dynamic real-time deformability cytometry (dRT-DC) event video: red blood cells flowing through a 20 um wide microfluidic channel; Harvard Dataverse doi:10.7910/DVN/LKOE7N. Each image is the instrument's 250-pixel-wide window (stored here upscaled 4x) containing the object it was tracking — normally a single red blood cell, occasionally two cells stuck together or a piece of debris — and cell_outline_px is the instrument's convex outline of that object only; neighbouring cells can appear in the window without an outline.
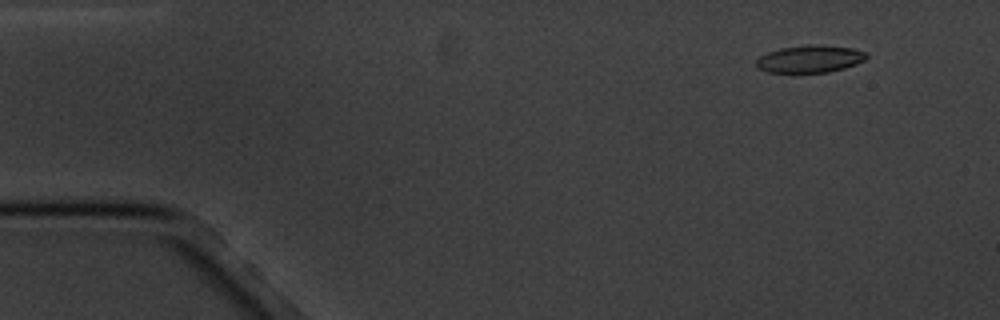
{"species": "common noctule bat (a hibernating species)", "species_latin": "Nyctalus noctula", "temperature_condition": "cold", "stored_images_in_passage": 5, "camera_frame_rate_fps": 3000, "um_per_image_px": 0.085, "animal": {"sex": "male", "body_mass_g": 20.1, "forearm_length_mm": 53.5}, "frame": {"image": 1, "passage_image": 2, "time_ms": 1.333, "image_size_px": [1000, 320], "cell_outline_px": [[868, 56], [864, 60], [856, 64], [844, 68], [828, 72], [792, 76], [768, 72], [756, 68], [756, 60], [760, 56], [768, 52], [780, 48], [808, 44], [820, 44], [852, 48], [864, 52]], "centroid_in_image_um": [68.76, 5.06], "position_along_channel_um": 16.2, "area_um2": 18.44}}
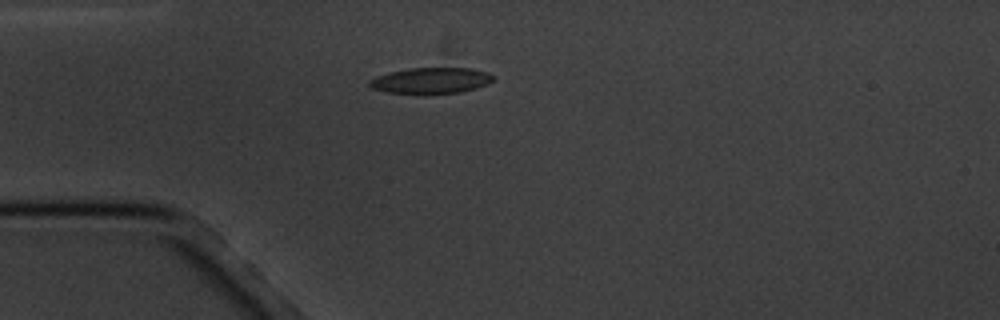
{"frame": {"image": 2, "passage_image": 5, "time_ms": 4.667, "image_size_px": [1000, 320], "cell_outline_px": [[496, 80], [488, 84], [476, 88], [460, 92], [424, 96], [388, 92], [372, 88], [368, 84], [368, 80], [376, 76], [408, 68], [472, 68], [488, 72], [496, 76]], "centroid_in_image_um": [36.67, 6.87], "position_along_channel_um": 48.3, "area_um2": 19.42}}